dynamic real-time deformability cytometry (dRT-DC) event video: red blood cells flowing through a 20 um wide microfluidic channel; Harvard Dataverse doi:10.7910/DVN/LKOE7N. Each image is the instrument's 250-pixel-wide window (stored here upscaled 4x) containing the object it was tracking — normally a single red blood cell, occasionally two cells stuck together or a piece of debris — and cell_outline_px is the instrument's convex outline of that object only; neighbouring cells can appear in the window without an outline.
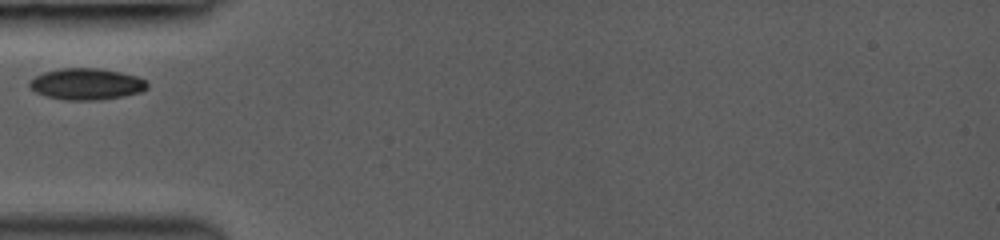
{"species": "common noctule bat (a hibernating species)", "species_latin": "Nyctalus noctula", "temperature_condition": "room temperature", "stored_images_in_passage": 55, "camera_frame_rate_fps": 3000, "um_per_image_px": 0.085, "animal": {"sex": "female", "body_mass_g": 19.0, "forearm_length_mm": 53.3}, "frame": {"image": 1, "passage_image": 1, "time_ms": 0.0, "image_size_px": [1000, 240], "cell_outline_px": [[148, 88], [140, 92], [124, 96], [100, 100], [64, 100], [44, 96], [36, 92], [28, 84], [28, 80], [44, 72], [60, 68], [100, 68], [120, 72], [136, 76], [144, 80], [148, 84]], "centroid_in_image_um": [7.33, 7.15], "position_along_channel_um": 77.7, "area_um2": 21.68}}
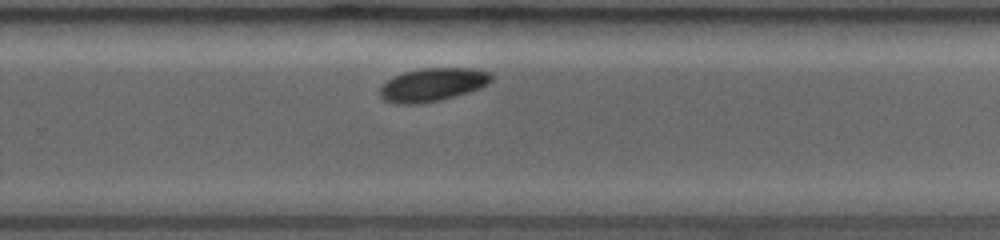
{"frame": {"image": 2, "passage_image": 29, "time_ms": 5.333, "image_size_px": [1000, 240], "cell_outline_px": [[492, 80], [488, 84], [480, 88], [468, 92], [440, 100], [420, 104], [396, 104], [384, 100], [380, 96], [380, 88], [392, 76], [404, 72], [420, 68], [472, 68], [492, 72]], "centroid_in_image_um": [36.78, 7.19], "position_along_channel_um": 293.0, "area_um2": 21.73}}
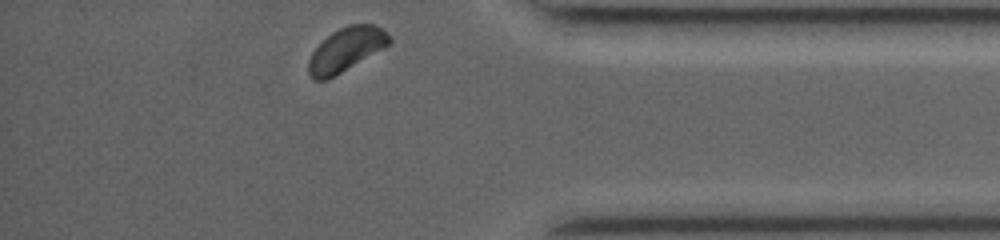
{"frame": {"image": 3, "passage_image": 53, "time_ms": 8.333, "image_size_px": [1000, 240], "cell_outline_px": [[392, 44], [340, 72], [324, 80], [312, 80], [308, 72], [308, 60], [312, 52], [332, 32], [348, 24], [376, 24], [392, 36]], "centroid_in_image_um": [29.46, 4.19], "position_along_channel_um": 405.7, "area_um2": 20.46}}